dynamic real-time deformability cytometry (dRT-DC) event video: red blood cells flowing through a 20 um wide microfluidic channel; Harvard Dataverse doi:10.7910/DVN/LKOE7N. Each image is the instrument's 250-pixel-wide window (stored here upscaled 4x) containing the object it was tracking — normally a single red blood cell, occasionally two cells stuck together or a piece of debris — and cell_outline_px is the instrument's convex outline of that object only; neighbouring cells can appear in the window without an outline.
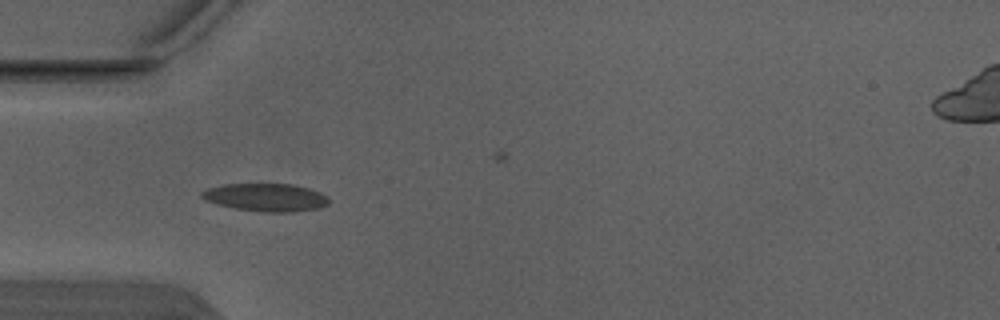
{"species": "Egyptian fruit bat (a non-hibernating species)", "species_latin": "Rousettus aegyptiacus", "temperature_condition": "warm", "stored_images_in_passage": 5, "camera_frame_rate_fps": 3000, "um_per_image_px": 0.085, "animal": {"sex": "male"}, "frame": {"image": 1, "passage_image": 3, "time_ms": 0.667, "image_size_px": [1000, 320], "cell_outline_px": [[328, 204], [320, 208], [292, 212], [260, 212], [236, 208], [216, 204], [204, 200], [200, 196], [200, 192], [208, 188], [224, 184], [292, 184], [308, 188], [320, 192], [328, 196]], "centroid_in_image_um": [22.59, 16.78], "position_along_channel_um": 62.4, "area_um2": 20.75}}
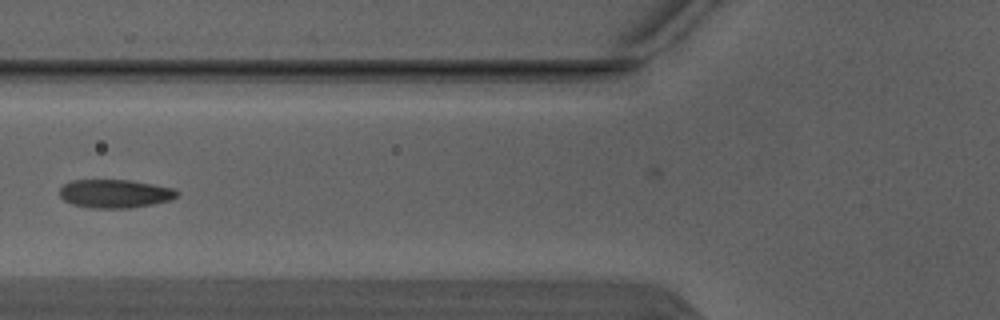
{"frame": {"image": 2, "passage_image": 4, "time_ms": 1.0, "image_size_px": [1000, 320], "cell_outline_px": [[180, 192], [172, 200], [132, 208], [92, 208], [72, 204], [64, 200], [60, 196], [60, 188], [64, 184], [72, 180], [132, 180], [172, 188]], "centroid_in_image_um": [9.77, 16.46], "position_along_channel_um": 116.0, "area_um2": 19.48}}